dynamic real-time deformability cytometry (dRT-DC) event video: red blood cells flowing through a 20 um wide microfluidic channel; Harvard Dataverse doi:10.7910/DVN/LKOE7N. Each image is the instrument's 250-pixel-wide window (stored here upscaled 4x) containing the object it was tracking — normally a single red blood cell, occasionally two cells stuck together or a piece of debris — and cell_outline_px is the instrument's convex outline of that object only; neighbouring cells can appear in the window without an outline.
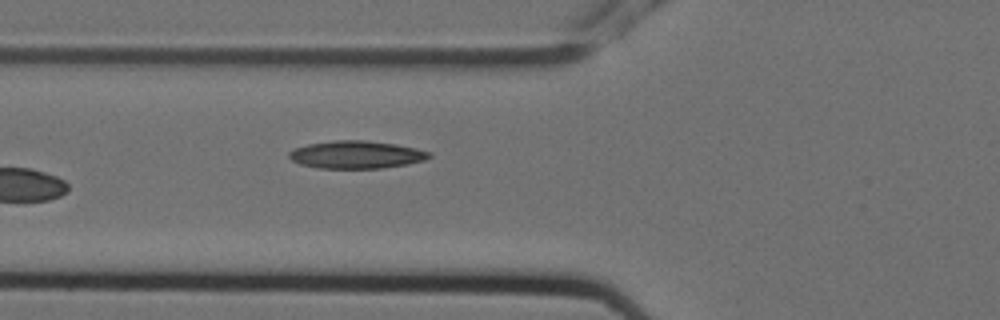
{"species": "Egyptian fruit bat (a non-hibernating species)", "species_latin": "Rousettus aegyptiacus", "temperature_condition": "cold", "stored_images_in_passage": 6, "camera_frame_rate_fps": 3000, "um_per_image_px": 0.085, "animal": {"sex": "female"}, "frame": {"image": 1, "passage_image": 6, "time_ms": 1.667, "image_size_px": [1000, 320], "cell_outline_px": [[432, 156], [424, 160], [408, 164], [380, 168], [316, 168], [300, 164], [292, 160], [288, 156], [288, 152], [296, 148], [308, 144], [336, 140], [364, 140], [396, 144], [416, 148], [432, 152]], "centroid_in_image_um": [30.3, 13.14], "position_along_channel_um": 95.5, "area_um2": 22.6}}